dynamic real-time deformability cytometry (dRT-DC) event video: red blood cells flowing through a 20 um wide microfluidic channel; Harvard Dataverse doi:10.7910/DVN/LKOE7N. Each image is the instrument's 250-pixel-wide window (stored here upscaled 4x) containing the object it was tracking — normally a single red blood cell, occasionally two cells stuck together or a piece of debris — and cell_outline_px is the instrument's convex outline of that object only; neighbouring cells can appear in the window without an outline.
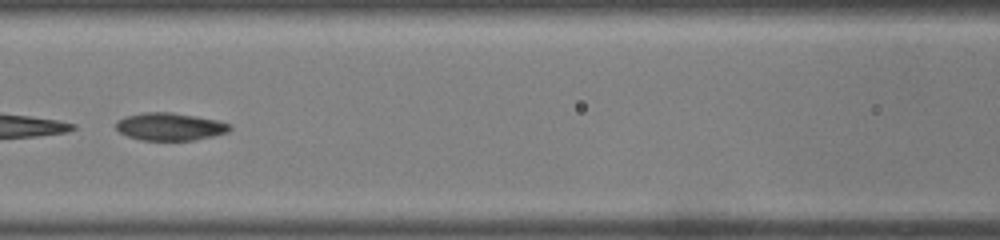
{"species": "common noctule bat (a hibernating species)", "species_latin": "Nyctalus noctula", "temperature_condition": "warm", "stored_images_in_passage": 41, "camera_frame_rate_fps": 3000, "um_per_image_px": 0.085, "animal": {"sex": "male", "body_mass_g": 19.0, "forearm_length_mm": 50.8}, "frame": {"image": 1, "passage_image": 12, "time_ms": 3.667, "image_size_px": [1000, 240], "cell_outline_px": [[232, 128], [228, 132], [212, 136], [192, 140], [140, 140], [128, 136], [120, 132], [116, 128], [116, 124], [120, 120], [128, 116], [144, 112], [172, 112], [216, 120], [228, 124]], "centroid_in_image_um": [14.44, 10.77], "position_along_channel_um": 152.2, "area_um2": 17.98}}
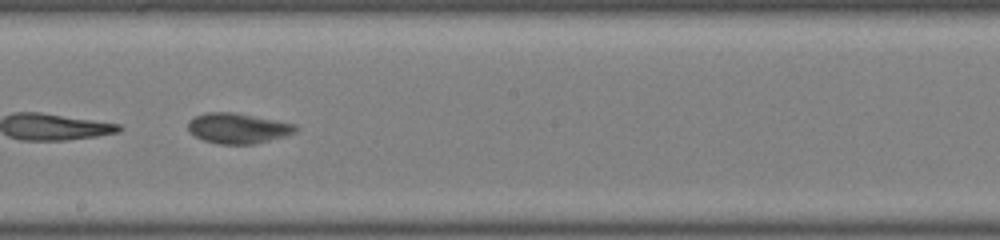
{"frame": {"image": 2, "passage_image": 18, "time_ms": 5.667, "image_size_px": [1000, 240], "cell_outline_px": [[300, 128], [296, 132], [284, 136], [256, 144], [220, 144], [204, 140], [188, 132], [188, 120], [196, 116], [208, 112], [236, 112], [296, 124]], "centroid_in_image_um": [20.24, 10.9], "position_along_channel_um": 228.0, "area_um2": 19.13}, "authors_computed_cell_mechanics": {"area_um2": 20.3456, "velocity_mm_per_s": 3.8041, "shape_relaxation_time_tau1_ms": 0.4217, "shape_relaxation_time_tau2_ms": 0.9586, "deformation_change_tau1": 0.2805, "deformation_change_tau2": 0.0496}}